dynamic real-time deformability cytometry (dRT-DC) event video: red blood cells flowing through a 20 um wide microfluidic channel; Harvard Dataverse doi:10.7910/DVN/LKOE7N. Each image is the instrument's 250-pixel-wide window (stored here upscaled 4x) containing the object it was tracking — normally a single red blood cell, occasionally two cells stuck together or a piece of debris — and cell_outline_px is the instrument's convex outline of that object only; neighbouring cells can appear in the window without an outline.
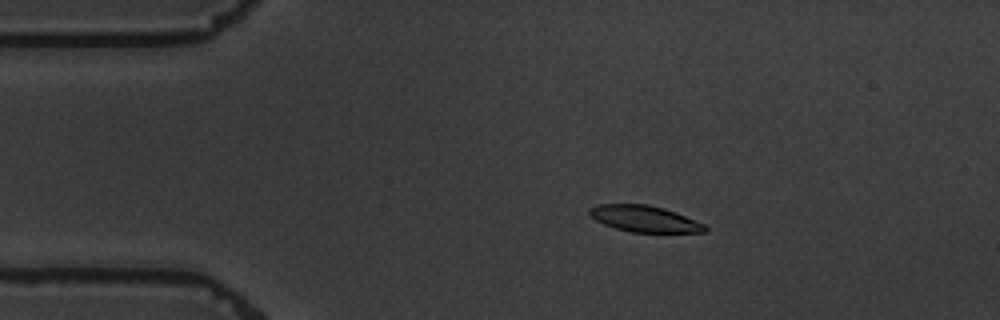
{"species": "common noctule bat (a hibernating species)", "species_latin": "Nyctalus noctula", "temperature_condition": "warm", "stored_images_in_passage": 11, "camera_frame_rate_fps": 3000, "um_per_image_px": 0.085, "animal": {"sex": "male", "body_mass_g": 19.5, "forearm_length_mm": 54.6}, "frame": {"image": 1, "passage_image": 3, "time_ms": 3.333, "image_size_px": [1000, 320], "cell_outline_px": [[708, 232], [632, 232], [616, 228], [604, 224], [588, 216], [588, 208], [596, 204], [648, 204], [664, 208], [676, 212], [704, 224], [708, 228]], "centroid_in_image_um": [54.75, 18.58], "position_along_channel_um": 30.3, "area_um2": 17.8}}
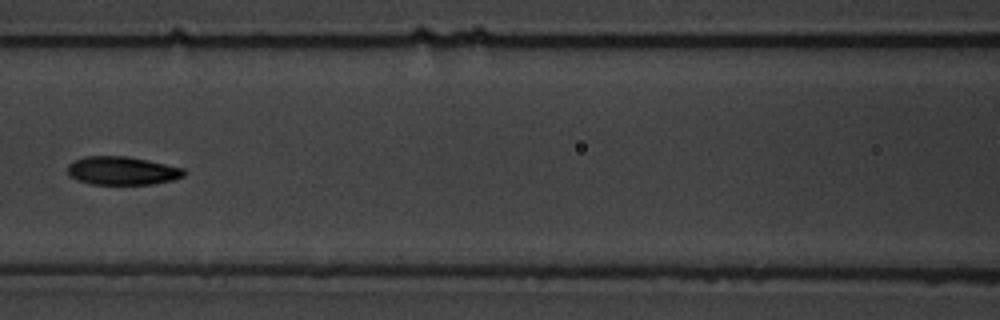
{"frame": {"image": 2, "passage_image": 7, "time_ms": 8.333, "image_size_px": [1000, 320], "cell_outline_px": [[184, 176], [172, 180], [152, 184], [92, 184], [76, 180], [68, 176], [68, 164], [84, 156], [128, 156], [148, 160], [184, 168]], "centroid_in_image_um": [10.36, 14.51], "position_along_channel_um": 156.2, "area_um2": 19.25}}
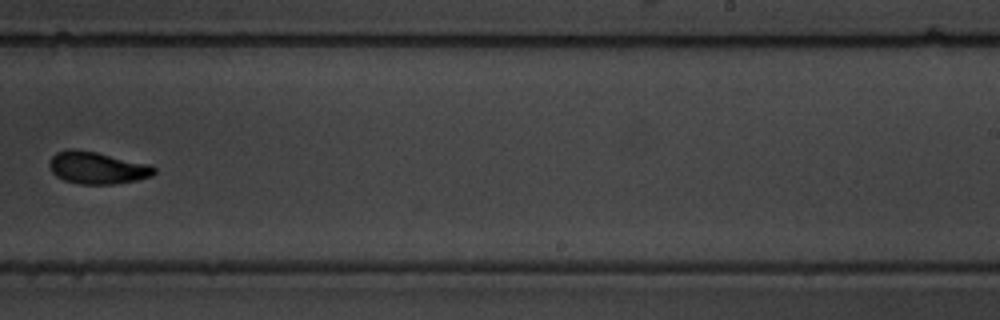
{"frame": {"image": 3, "passage_image": 10, "time_ms": 12.0, "image_size_px": [1000, 320], "cell_outline_px": [[156, 172], [152, 176], [136, 180], [112, 184], [80, 184], [64, 180], [56, 176], [48, 168], [48, 160], [56, 152], [72, 148], [76, 148], [96, 152], [152, 164], [156, 168]], "centroid_in_image_um": [8.25, 14.25], "position_along_channel_um": 280.8, "area_um2": 19.94}}